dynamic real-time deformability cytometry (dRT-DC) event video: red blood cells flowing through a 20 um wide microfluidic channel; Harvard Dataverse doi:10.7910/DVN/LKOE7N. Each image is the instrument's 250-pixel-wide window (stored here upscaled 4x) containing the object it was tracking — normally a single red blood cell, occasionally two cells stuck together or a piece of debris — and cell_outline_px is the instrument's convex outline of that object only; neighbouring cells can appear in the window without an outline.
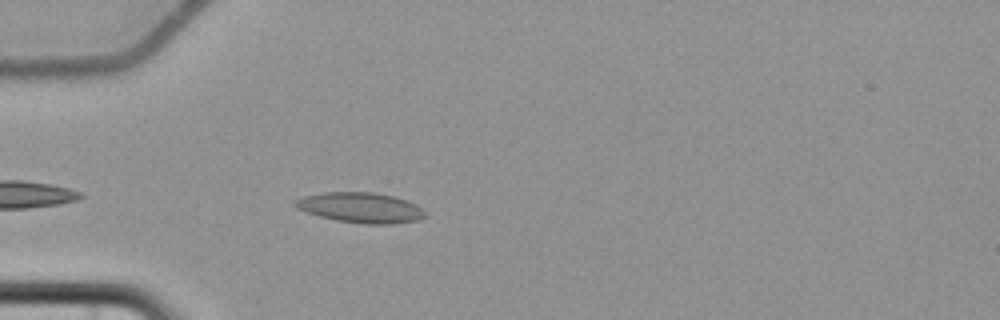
{"species": "common noctule bat (a hibernating species)", "species_latin": "Nyctalus noctula", "temperature_condition": "cold", "stored_images_in_passage": 5, "camera_frame_rate_fps": 3000, "um_per_image_px": 0.085, "animal": {"sex": "female", "body_mass_g": 22.7, "forearm_length_mm": 54.2}, "frame": {"image": 1, "passage_image": 5, "time_ms": 5.0, "image_size_px": [1000, 320], "cell_outline_px": [[428, 212], [424, 216], [416, 220], [392, 224], [364, 224], [336, 220], [320, 216], [296, 208], [292, 204], [292, 200], [304, 196], [324, 192], [372, 192], [392, 196], [416, 204]], "centroid_in_image_um": [30.62, 17.65], "position_along_channel_um": 54.4, "area_um2": 22.89}}